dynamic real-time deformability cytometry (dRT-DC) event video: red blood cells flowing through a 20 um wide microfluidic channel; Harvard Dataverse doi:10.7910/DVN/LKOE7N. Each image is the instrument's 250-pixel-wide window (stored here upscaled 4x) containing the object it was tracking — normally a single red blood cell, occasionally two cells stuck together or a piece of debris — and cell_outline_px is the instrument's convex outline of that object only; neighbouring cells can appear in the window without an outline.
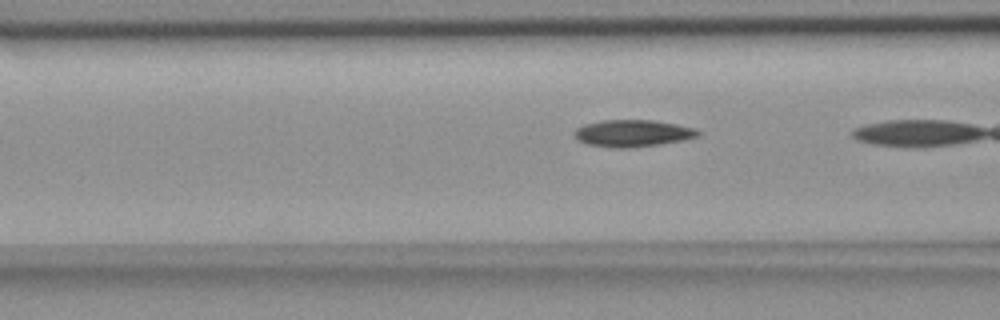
{"species": "common noctule bat (a hibernating species)", "species_latin": "Nyctalus noctula", "temperature_condition": "room temperature", "stored_images_in_passage": 11, "camera_frame_rate_fps": 3000, "um_per_image_px": 0.085, "animal": {"sex": "female", "body_mass_g": 18.4}, "frame": {"image": 1, "passage_image": 8, "time_ms": 2.333, "image_size_px": [1000, 320], "cell_outline_px": [[700, 136], [684, 140], [660, 144], [628, 148], [612, 148], [588, 144], [572, 136], [572, 132], [576, 128], [584, 124], [600, 120], [652, 120], [676, 124], [696, 128], [700, 132]], "centroid_in_image_um": [53.76, 11.32], "position_along_channel_um": 112.8, "area_um2": 19.59}}